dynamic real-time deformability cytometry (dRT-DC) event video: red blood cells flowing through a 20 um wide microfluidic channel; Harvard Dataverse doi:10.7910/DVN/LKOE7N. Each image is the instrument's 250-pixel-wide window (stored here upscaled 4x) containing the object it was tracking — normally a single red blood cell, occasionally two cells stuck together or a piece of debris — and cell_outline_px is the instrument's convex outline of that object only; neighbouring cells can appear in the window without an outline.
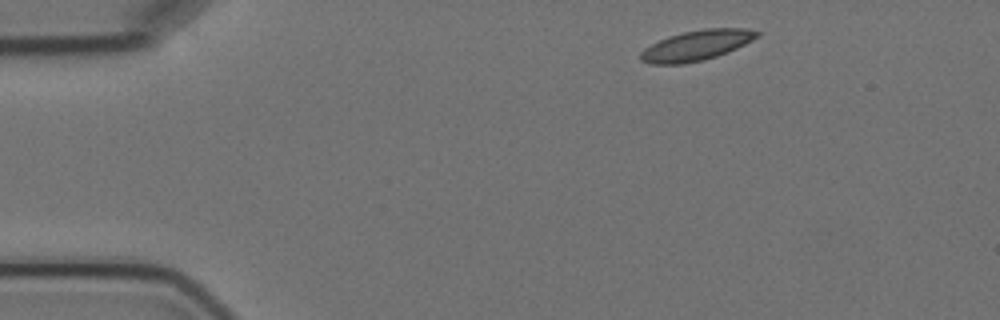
{"species": "Egyptian fruit bat (a non-hibernating species)", "species_latin": "Rousettus aegyptiacus", "temperature_condition": "cold", "stored_images_in_passage": 3, "camera_frame_rate_fps": 3000, "um_per_image_px": 0.085, "animal": {"sex": "female"}, "frame": {"image": 1, "passage_image": 1, "time_ms": 0.0, "image_size_px": [1000, 320], "cell_outline_px": [[760, 36], [728, 52], [704, 60], [684, 64], [648, 64], [640, 60], [640, 52], [644, 48], [668, 36], [684, 32], [704, 28], [744, 28], [760, 32]], "centroid_in_image_um": [59.19, 3.86], "position_along_channel_um": 25.8, "area_um2": 20.52}}